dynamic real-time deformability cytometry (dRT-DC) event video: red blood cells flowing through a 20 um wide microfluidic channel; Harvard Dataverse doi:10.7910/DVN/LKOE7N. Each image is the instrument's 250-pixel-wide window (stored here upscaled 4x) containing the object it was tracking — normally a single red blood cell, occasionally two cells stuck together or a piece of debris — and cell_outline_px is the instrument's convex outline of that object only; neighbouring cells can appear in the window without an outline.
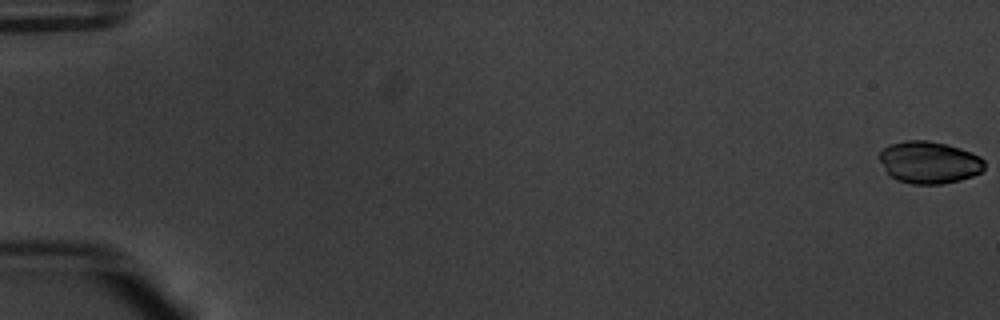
{"species": "common noctule bat (a hibernating species)", "species_latin": "Nyctalus noctula", "temperature_condition": "warm", "stored_images_in_passage": 55, "camera_frame_rate_fps": 3000, "um_per_image_px": 0.085, "animal": {"sex": "male", "body_mass_g": 20.1, "forearm_length_mm": 53.5}, "frame": {"image": 1, "passage_image": 1, "time_ms": 0.0, "image_size_px": [1000, 320], "cell_outline_px": [[984, 168], [980, 172], [972, 176], [960, 180], [940, 184], [912, 184], [896, 180], [888, 176], [880, 160], [880, 152], [888, 144], [904, 140], [928, 140], [960, 148], [972, 152], [980, 156], [984, 160]], "centroid_in_image_um": [78.96, 13.8], "position_along_channel_um": 6.0, "area_um2": 25.95}}
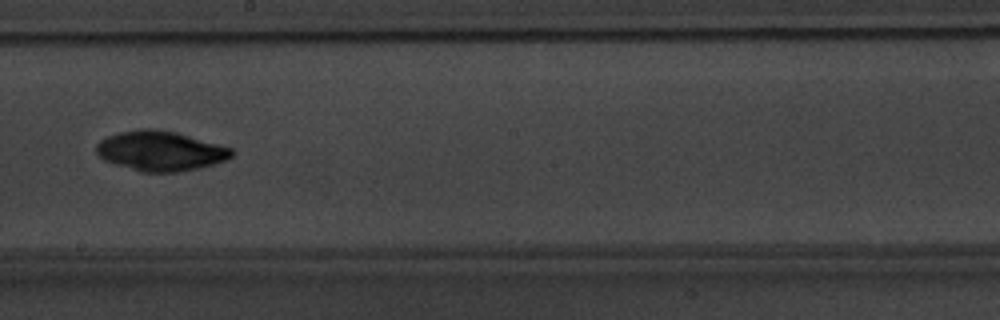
{"frame": {"image": 2, "passage_image": 33, "time_ms": 10.667, "image_size_px": [1000, 320], "cell_outline_px": [[236, 152], [232, 156], [224, 160], [200, 168], [180, 172], [144, 172], [116, 164], [104, 160], [96, 152], [96, 144], [100, 140], [108, 136], [120, 132], [140, 128], [156, 128], [176, 132], [232, 148]], "centroid_in_image_um": [13.64, 12.82], "position_along_channel_um": 234.6, "area_um2": 31.33}}
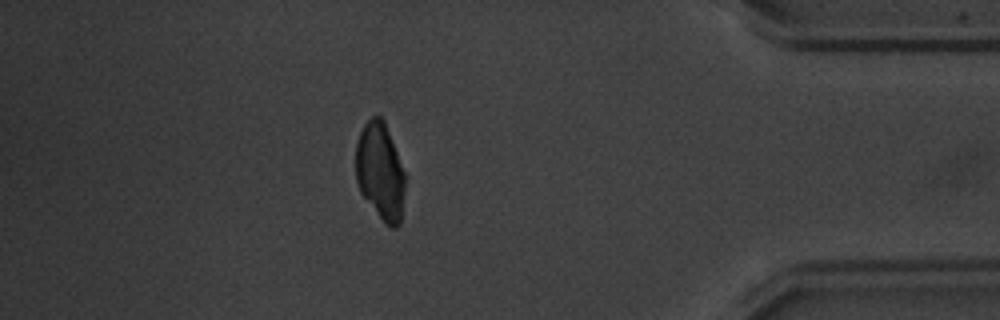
{"frame": {"image": 3, "passage_image": 49, "time_ms": 16.0, "image_size_px": [1000, 320], "cell_outline_px": [[404, 188], [400, 224], [396, 228], [392, 228], [384, 224], [360, 192], [356, 180], [356, 144], [360, 132], [364, 124], [372, 116], [380, 116], [384, 120], [404, 172]], "centroid_in_image_um": [32.3, 14.59], "position_along_channel_um": 402.9, "area_um2": 27.74}, "authors_computed_cell_mechanics": {"area_um2": 28.6688, "velocity_mm_per_s": 3.7998, "shape_relaxation_time_tau1_ms": 2.3538, "shape_relaxation_time_tau2_ms": 11.0026, "deformation_change_tau1": 0.0951, "deformation_change_tau2": 0.0844}}